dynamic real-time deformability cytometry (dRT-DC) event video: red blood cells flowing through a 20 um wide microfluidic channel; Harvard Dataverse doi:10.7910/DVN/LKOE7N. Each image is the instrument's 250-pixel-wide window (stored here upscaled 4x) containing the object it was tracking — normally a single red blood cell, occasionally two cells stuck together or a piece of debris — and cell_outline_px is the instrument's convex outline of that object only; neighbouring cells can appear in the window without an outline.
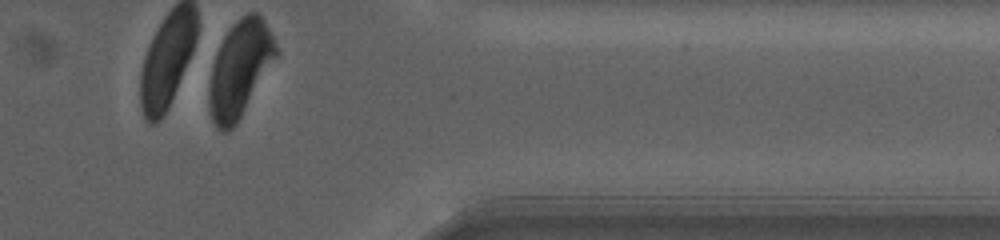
{"species": "human", "species_latin": "Homo sapiens", "temperature_condition": "warm", "stored_images_in_passage": 25, "camera_frame_rate_fps": 3000, "um_per_image_px": 0.085, "donor": {"sex": "female"}, "frame": {"image": 1, "passage_image": 25, "time_ms": 13.667, "image_size_px": [1000, 240], "cell_outline_px": [[280, 52], [236, 124], [228, 132], [220, 132], [216, 128], [212, 120], [208, 104], [208, 84], [212, 64], [216, 52], [224, 36], [232, 24], [240, 16], [248, 12], [260, 12]], "centroid_in_image_um": [20.37, 5.85], "position_along_channel_um": 391.0, "area_um2": 37.86}, "authors_computed_cell_mechanics": {"area_um2": 46.24, "velocity_mm_per_s": 2.5039, "shape_relaxation_time_tau1_ms": 3.9076, "shape_relaxation_time_tau2_ms": 1.0806, "deformation_change_tau1": 0.3248, "deformation_change_tau2": 0.0658}}